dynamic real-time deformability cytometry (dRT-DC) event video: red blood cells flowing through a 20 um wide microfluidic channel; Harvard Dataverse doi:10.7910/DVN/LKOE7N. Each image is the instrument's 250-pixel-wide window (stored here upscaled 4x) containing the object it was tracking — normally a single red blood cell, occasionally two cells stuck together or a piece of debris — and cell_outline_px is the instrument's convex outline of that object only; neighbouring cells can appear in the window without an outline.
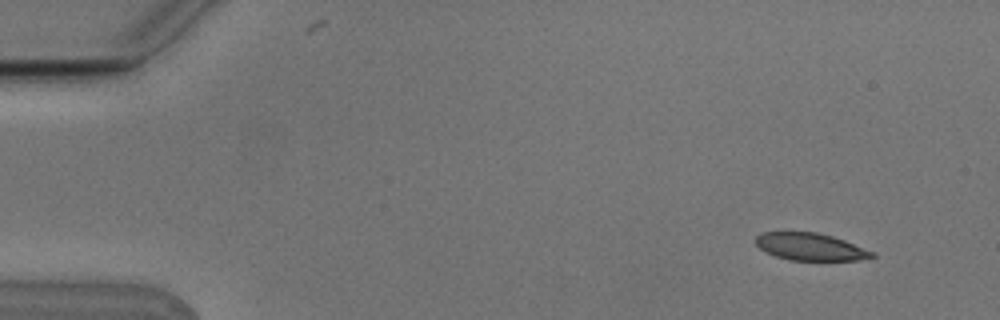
{"species": "Egyptian fruit bat (a non-hibernating species)", "species_latin": "Rousettus aegyptiacus", "temperature_condition": "cold", "stored_images_in_passage": 3, "camera_frame_rate_fps": 3000, "um_per_image_px": 0.085, "animal": {"sex": "male"}, "frame": {"image": 1, "passage_image": 3, "time_ms": 0.667, "image_size_px": [1000, 320], "cell_outline_px": [[876, 256], [860, 260], [788, 260], [776, 256], [760, 248], [756, 244], [756, 236], [760, 232], [816, 232], [832, 236], [844, 240], [876, 252]], "centroid_in_image_um": [68.91, 20.97], "position_along_channel_um": 16.1, "area_um2": 18.5}}